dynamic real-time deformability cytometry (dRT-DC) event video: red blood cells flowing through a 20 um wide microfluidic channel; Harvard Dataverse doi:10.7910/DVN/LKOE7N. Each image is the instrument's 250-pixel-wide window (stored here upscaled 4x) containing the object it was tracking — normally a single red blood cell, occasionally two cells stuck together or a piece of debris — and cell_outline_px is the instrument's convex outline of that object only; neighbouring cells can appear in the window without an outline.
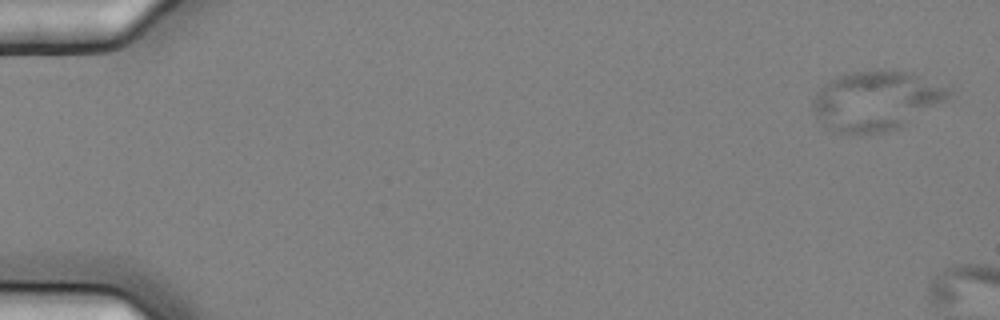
{"species": "common noctule bat (a hibernating species)", "species_latin": "Nyctalus noctula", "temperature_condition": "cold", "stored_images_in_passage": 3, "camera_frame_rate_fps": 3000, "um_per_image_px": 0.085, "animal": {"sex": "female", "body_mass_g": 25.1}, "frame": {"image": 1, "passage_image": 1, "time_ms": 0.0, "image_size_px": [1000, 320], "cell_outline_px": [[956, 96], [896, 128], [884, 132], [860, 136], [836, 132], [828, 128], [816, 116], [812, 108], [812, 100], [816, 92], [828, 80], [852, 72], [908, 72], [948, 88]], "centroid_in_image_um": [74.43, 8.61], "position_along_channel_um": 10.6, "area_um2": 46.64}}